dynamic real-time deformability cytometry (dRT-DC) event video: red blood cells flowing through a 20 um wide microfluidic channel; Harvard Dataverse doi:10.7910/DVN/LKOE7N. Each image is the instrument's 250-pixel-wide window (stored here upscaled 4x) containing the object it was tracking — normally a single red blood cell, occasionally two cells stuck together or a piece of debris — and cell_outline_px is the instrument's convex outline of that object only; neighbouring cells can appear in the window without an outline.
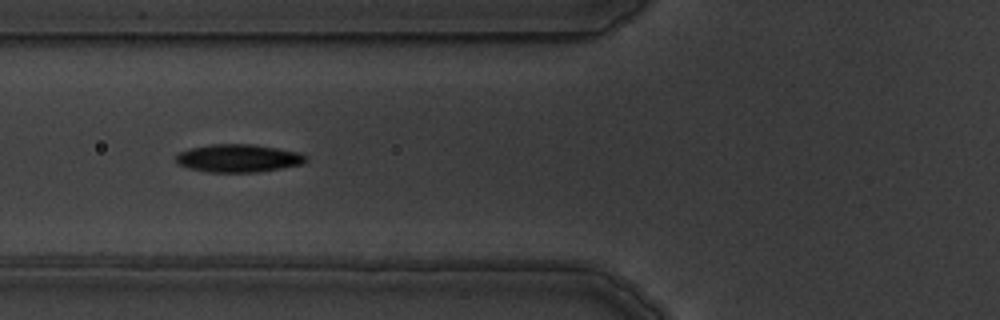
{"species": "common noctule bat (a hibernating species)", "species_latin": "Nyctalus noctula", "temperature_condition": "warm", "stored_images_in_passage": 5, "camera_frame_rate_fps": 3000, "um_per_image_px": 0.085, "animal": {"sex": "male", "body_mass_g": 19.5, "forearm_length_mm": 54.6}, "frame": {"image": 1, "passage_image": 2, "time_ms": 1.0, "image_size_px": [1000, 320], "cell_outline_px": [[308, 160], [304, 164], [256, 172], [208, 172], [188, 168], [176, 164], [176, 156], [180, 152], [192, 148], [212, 144], [252, 144], [276, 148], [296, 152], [308, 156]], "centroid_in_image_um": [20.26, 13.45], "position_along_channel_um": 105.5, "area_um2": 21.04}}
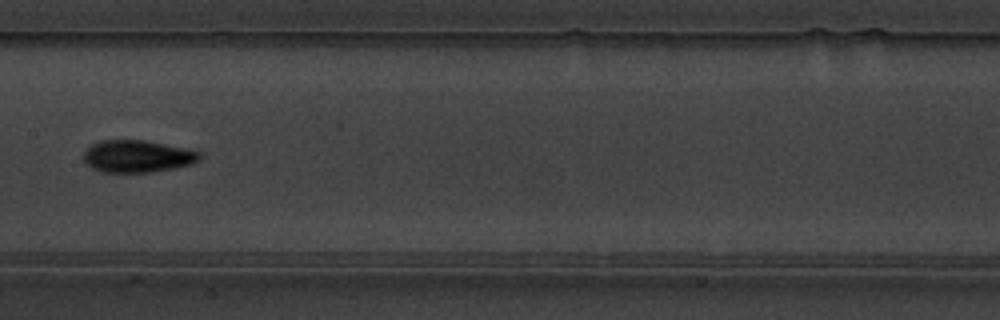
{"frame": {"image": 2, "passage_image": 4, "time_ms": 3.333, "image_size_px": [1000, 320], "cell_outline_px": [[204, 156], [200, 160], [192, 164], [172, 168], [148, 172], [104, 172], [92, 168], [84, 160], [84, 148], [88, 144], [100, 140], [144, 140], [184, 148], [200, 152]], "centroid_in_image_um": [11.65, 13.27], "position_along_channel_um": 195.7, "area_um2": 21.85}}
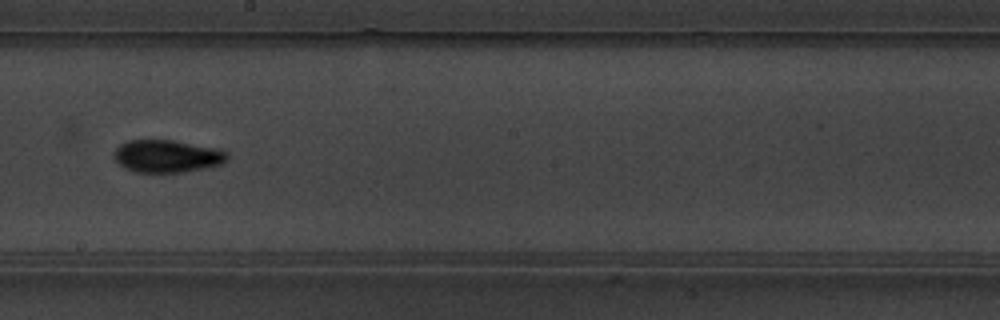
{"frame": {"image": 3, "passage_image": 5, "time_ms": 4.333, "image_size_px": [1000, 320], "cell_outline_px": [[228, 160], [220, 164], [204, 168], [184, 172], [136, 172], [124, 168], [112, 156], [112, 152], [120, 144], [128, 140], [172, 140], [220, 148], [228, 152]], "centroid_in_image_um": [14.2, 13.26], "position_along_channel_um": 234.0, "area_um2": 21.68}}